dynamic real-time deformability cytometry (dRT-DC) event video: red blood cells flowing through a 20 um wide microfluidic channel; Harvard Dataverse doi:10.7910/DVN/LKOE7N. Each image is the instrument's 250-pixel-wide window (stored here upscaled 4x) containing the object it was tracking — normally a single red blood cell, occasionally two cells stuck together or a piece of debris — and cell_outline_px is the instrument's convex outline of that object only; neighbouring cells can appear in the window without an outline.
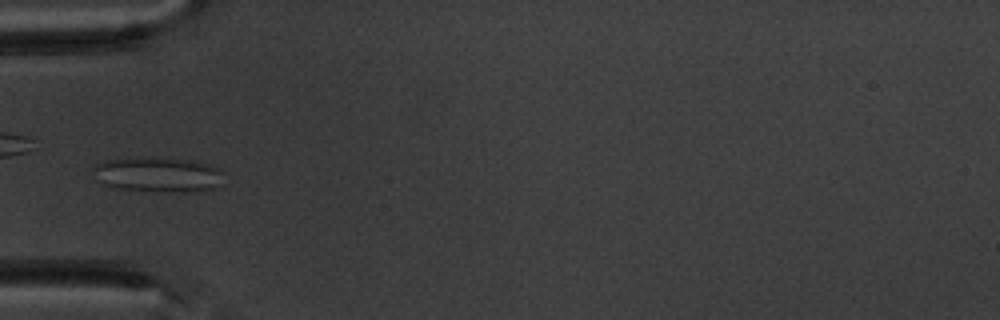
{"species": "common noctule bat (a hibernating species)", "species_latin": "Nyctalus noctula", "temperature_condition": "warm", "stored_images_in_passage": 5, "camera_frame_rate_fps": 3000, "um_per_image_px": 0.085, "animal": {"sex": "male", "body_mass_g": 20.1, "forearm_length_mm": 53.5}, "frame": {"image": 1, "passage_image": 5, "time_ms": 4.667, "image_size_px": [1000, 320], "cell_outline_px": [[224, 172], [216, 184], [212, 188], [200, 192], [156, 192], [116, 188], [100, 184], [92, 168], [96, 164], [104, 160], [144, 156], [156, 156], [192, 160], [224, 168]], "centroid_in_image_um": [13.41, 14.82], "position_along_channel_um": 71.6, "area_um2": 27.4}}